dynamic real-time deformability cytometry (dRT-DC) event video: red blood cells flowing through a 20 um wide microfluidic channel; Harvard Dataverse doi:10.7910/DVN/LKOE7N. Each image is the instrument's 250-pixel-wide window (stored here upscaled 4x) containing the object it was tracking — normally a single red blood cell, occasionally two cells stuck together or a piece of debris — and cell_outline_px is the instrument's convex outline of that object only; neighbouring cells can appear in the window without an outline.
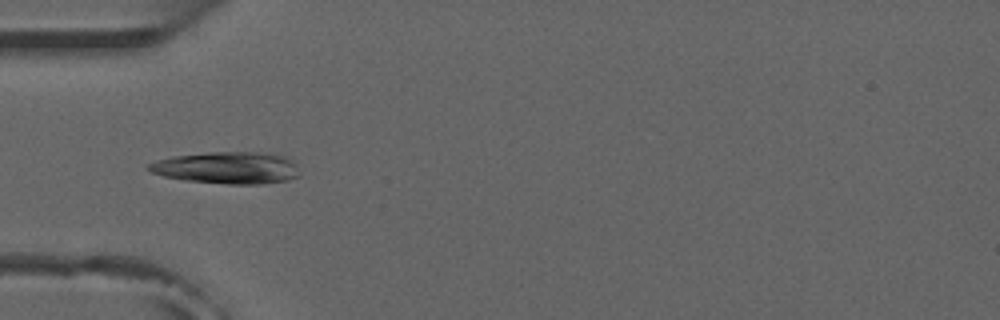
{"species": "common noctule bat (a hibernating species)", "species_latin": "Nyctalus noctula", "temperature_condition": "room temperature", "stored_images_in_passage": 7, "camera_frame_rate_fps": 3000, "um_per_image_px": 0.085, "animal": {"sex": "male", "forearm_length_mm": 52.5}, "frame": {"image": 1, "passage_image": 4, "time_ms": 3.333, "image_size_px": [1000, 320], "cell_outline_px": [[300, 176], [288, 180], [260, 184], [228, 184], [184, 180], [164, 176], [152, 172], [148, 168], [148, 164], [156, 160], [172, 156], [208, 152], [256, 152], [288, 156], [296, 164]], "centroid_in_image_um": [19.34, 14.26], "position_along_channel_um": 65.7, "area_um2": 28.21}}
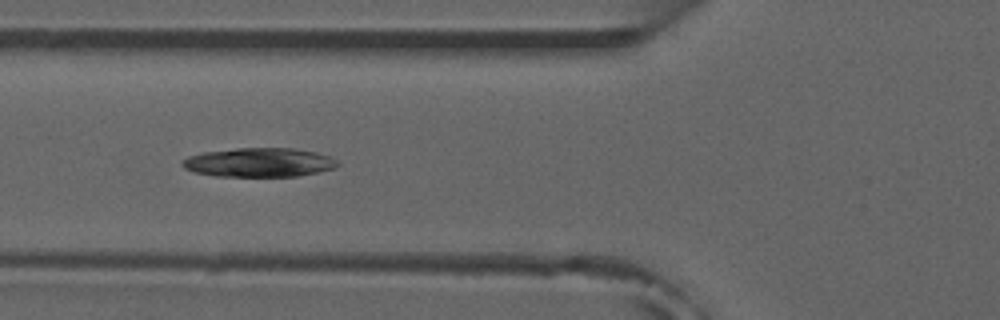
{"frame": {"image": 2, "passage_image": 5, "time_ms": 4.333, "image_size_px": [1000, 320], "cell_outline_px": [[340, 164], [336, 168], [320, 172], [296, 176], [216, 176], [192, 172], [184, 168], [180, 164], [180, 160], [188, 156], [204, 152], [236, 148], [292, 148], [316, 152], [328, 156], [336, 160]], "centroid_in_image_um": [22.0, 13.81], "position_along_channel_um": 103.8, "area_um2": 26.47}}
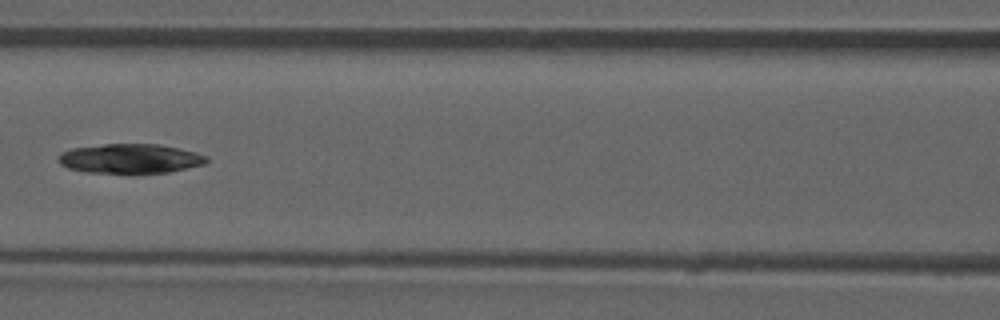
{"frame": {"image": 3, "passage_image": 6, "time_ms": 5.667, "image_size_px": [1000, 320], "cell_outline_px": [[208, 160], [204, 164], [168, 172], [88, 172], [68, 168], [60, 164], [56, 160], [56, 156], [60, 152], [72, 148], [104, 144], [160, 144], [196, 152], [208, 156]], "centroid_in_image_um": [11.02, 13.46], "position_along_channel_um": 155.6, "area_um2": 25.32}}